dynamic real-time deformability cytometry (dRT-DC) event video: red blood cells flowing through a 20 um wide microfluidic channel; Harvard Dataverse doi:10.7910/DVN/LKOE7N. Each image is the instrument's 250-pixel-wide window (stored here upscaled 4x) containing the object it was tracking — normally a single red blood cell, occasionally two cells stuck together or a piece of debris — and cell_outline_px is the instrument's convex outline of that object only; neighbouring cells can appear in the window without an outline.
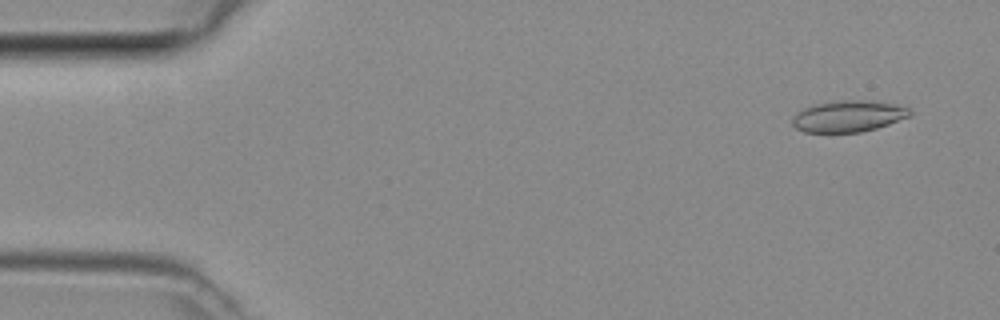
{"species": "common noctule bat (a hibernating species)", "species_latin": "Nyctalus noctula", "temperature_condition": "room temperature", "stored_images_in_passage": 47, "camera_frame_rate_fps": 3000, "um_per_image_px": 0.085, "animal": {"sex": "female", "body_mass_g": 29.2, "forearm_length_mm": 56.3}, "frame": {"image": 1, "passage_image": 3, "time_ms": 0.667, "image_size_px": [1000, 320], "cell_outline_px": [[912, 116], [876, 128], [860, 132], [804, 132], [796, 128], [792, 124], [792, 120], [804, 108], [816, 104], [844, 100], [868, 100], [896, 104], [912, 108]], "centroid_in_image_um": [72.19, 9.87], "position_along_channel_um": 12.8, "area_um2": 21.39}}
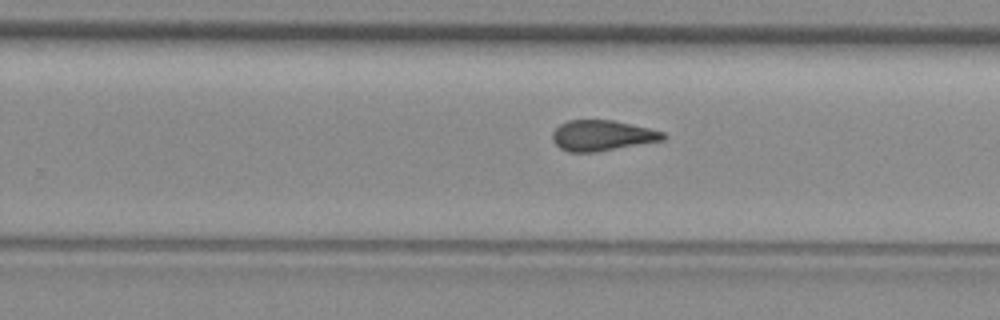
{"frame": {"image": 2, "passage_image": 29, "time_ms": 9.333, "image_size_px": [1000, 320], "cell_outline_px": [[664, 140], [596, 152], [568, 152], [560, 148], [552, 140], [552, 132], [560, 124], [568, 120], [612, 120], [648, 128], [664, 132]], "centroid_in_image_um": [51.14, 11.52], "position_along_channel_um": 278.7, "area_um2": 19.59}}
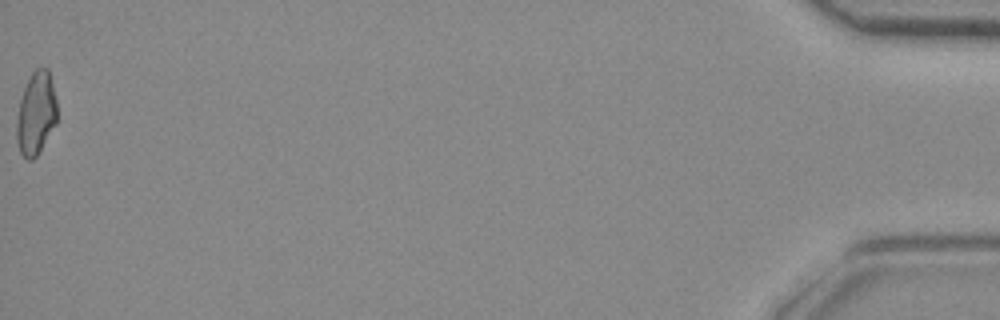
{"frame": {"image": 3, "passage_image": 47, "time_ms": 15.333, "image_size_px": [1000, 320], "cell_outline_px": [[56, 124], [36, 156], [32, 160], [28, 160], [20, 152], [16, 140], [16, 120], [20, 100], [24, 88], [32, 72], [36, 68], [48, 68], [56, 100]], "centroid_in_image_um": [3.05, 9.65], "position_along_channel_um": 432.2, "area_um2": 19.36}}